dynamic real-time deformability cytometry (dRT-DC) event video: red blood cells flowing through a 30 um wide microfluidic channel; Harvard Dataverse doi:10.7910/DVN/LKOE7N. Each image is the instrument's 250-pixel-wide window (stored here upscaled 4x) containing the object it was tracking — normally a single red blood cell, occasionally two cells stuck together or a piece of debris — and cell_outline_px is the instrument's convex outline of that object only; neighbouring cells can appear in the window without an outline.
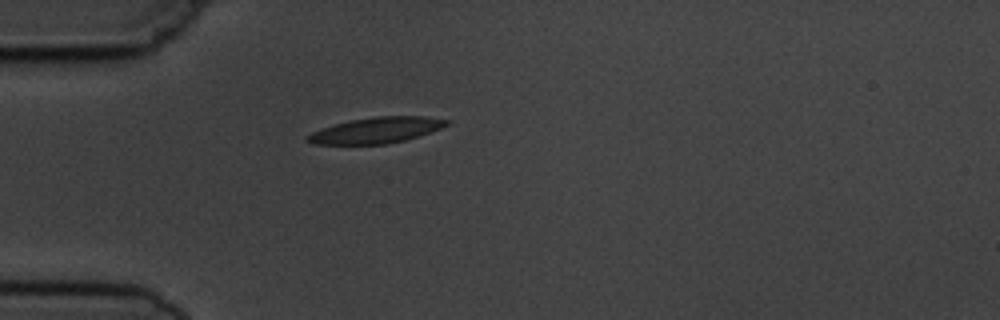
{"species": "common noctule bat (a hibernating species)", "species_latin": "Nyctalus noctula", "temperature_condition": "cold", "stored_images_in_passage": 6, "camera_frame_rate_fps": 3000, "um_per_image_px": 0.085, "animal": {"sex": "male", "body_mass_g": 19.5, "forearm_length_mm": 54.6}, "frame": {"image": 1, "passage_image": 6, "time_ms": 7.0, "image_size_px": [1000, 320], "cell_outline_px": [[452, 120], [448, 124], [440, 128], [404, 140], [384, 144], [312, 144], [304, 140], [304, 136], [320, 128], [332, 124], [372, 116], [424, 116]], "centroid_in_image_um": [31.91, 11.06], "position_along_channel_um": 53.1, "area_um2": 20.98}}